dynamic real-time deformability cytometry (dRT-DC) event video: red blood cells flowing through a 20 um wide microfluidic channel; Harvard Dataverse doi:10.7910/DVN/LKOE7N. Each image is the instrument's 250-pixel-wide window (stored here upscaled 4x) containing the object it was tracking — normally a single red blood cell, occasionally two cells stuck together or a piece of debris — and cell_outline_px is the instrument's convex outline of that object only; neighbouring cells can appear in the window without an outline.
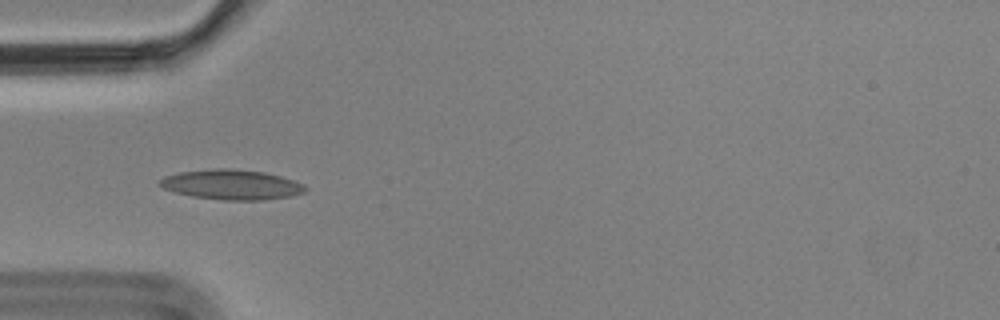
{"species": "Egyptian fruit bat (a non-hibernating species)", "species_latin": "Rousettus aegyptiacus", "temperature_condition": "cold", "stored_images_in_passage": 6, "camera_frame_rate_fps": 3000, "um_per_image_px": 0.085, "animal": {"sex": "male"}, "frame": {"image": 1, "passage_image": 5, "time_ms": 1.333, "image_size_px": [1000, 320], "cell_outline_px": [[308, 188], [304, 192], [292, 196], [260, 200], [220, 200], [192, 196], [176, 192], [164, 188], [156, 184], [164, 176], [180, 172], [216, 168], [228, 168], [264, 172], [280, 176], [304, 184]], "centroid_in_image_um": [19.68, 15.69], "position_along_channel_um": 65.3, "area_um2": 25.37}}